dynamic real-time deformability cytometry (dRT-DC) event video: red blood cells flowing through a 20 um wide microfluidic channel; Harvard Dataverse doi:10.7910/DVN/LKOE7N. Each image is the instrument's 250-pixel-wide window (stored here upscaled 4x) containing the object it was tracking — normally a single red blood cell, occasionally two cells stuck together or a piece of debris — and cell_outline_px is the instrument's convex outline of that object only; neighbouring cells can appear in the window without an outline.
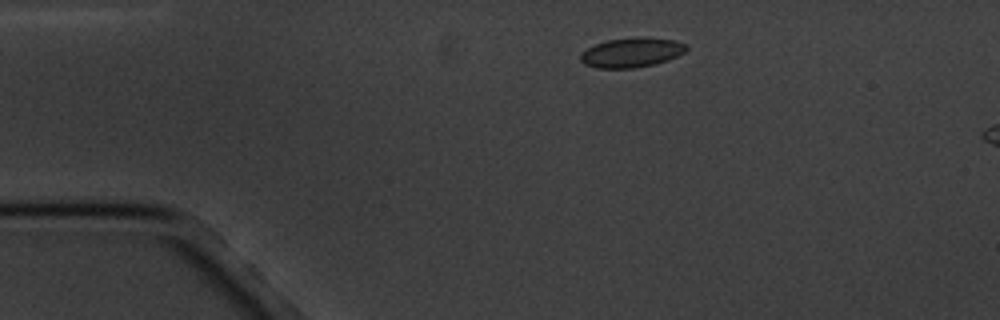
{"species": "common noctule bat (a hibernating species)", "species_latin": "Nyctalus noctula", "temperature_condition": "cold", "stored_images_in_passage": 4, "camera_frame_rate_fps": 3000, "um_per_image_px": 0.085, "animal": {"sex": "male", "body_mass_g": 20.1, "forearm_length_mm": 53.5}, "frame": {"image": 1, "passage_image": 2, "time_ms": 2.0, "image_size_px": [1000, 320], "cell_outline_px": [[688, 48], [684, 52], [668, 60], [652, 64], [632, 68], [596, 68], [584, 64], [580, 60], [580, 52], [596, 44], [608, 40], [636, 36], [648, 36], [676, 40], [688, 44]], "centroid_in_image_um": [53.7, 4.44], "position_along_channel_um": 31.3, "area_um2": 18.5}}